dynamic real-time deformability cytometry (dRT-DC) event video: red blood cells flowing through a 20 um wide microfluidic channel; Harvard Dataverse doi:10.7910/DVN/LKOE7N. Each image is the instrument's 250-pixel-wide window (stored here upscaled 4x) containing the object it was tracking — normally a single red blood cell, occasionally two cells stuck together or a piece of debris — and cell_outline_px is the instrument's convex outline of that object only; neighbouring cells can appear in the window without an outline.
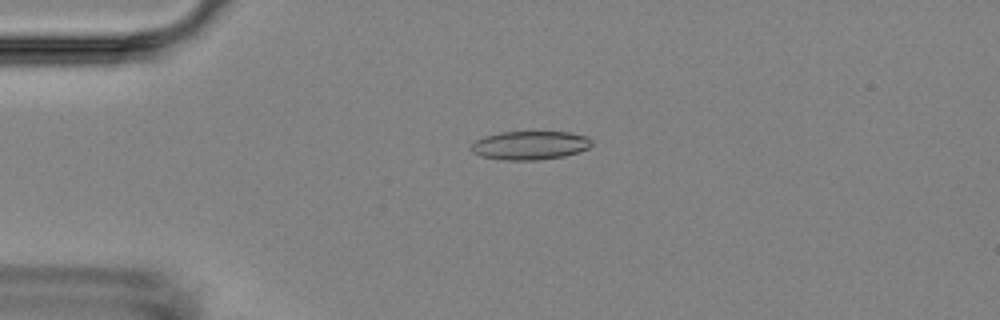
{"species": "Egyptian fruit bat (a non-hibernating species)", "species_latin": "Rousettus aegyptiacus", "temperature_condition": "room temperature", "stored_images_in_passage": 55, "camera_frame_rate_fps": 3000, "um_per_image_px": 0.085, "animal": {"sex": "female"}, "frame": {"image": 1, "passage_image": 13, "time_ms": 4.0, "image_size_px": [1000, 320], "cell_outline_px": [[592, 144], [588, 148], [564, 156], [536, 160], [504, 160], [480, 156], [472, 152], [468, 148], [476, 140], [484, 136], [500, 132], [568, 132], [588, 136], [592, 140]], "centroid_in_image_um": [45.02, 12.35], "position_along_channel_um": 40.0, "area_um2": 20.17}}
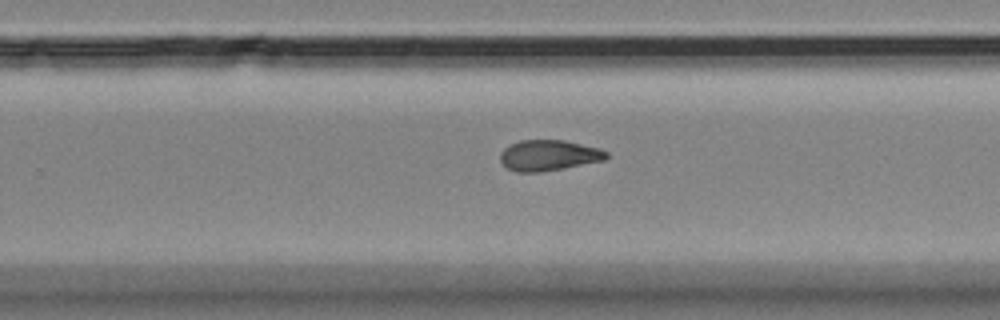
{"frame": {"image": 2, "passage_image": 35, "time_ms": 11.333, "image_size_px": [1000, 320], "cell_outline_px": [[608, 156], [604, 160], [540, 172], [516, 172], [508, 168], [500, 160], [500, 152], [504, 148], [520, 140], [564, 140], [600, 148], [608, 152]], "centroid_in_image_um": [46.63, 13.19], "position_along_channel_um": 283.2, "area_um2": 18.84}}
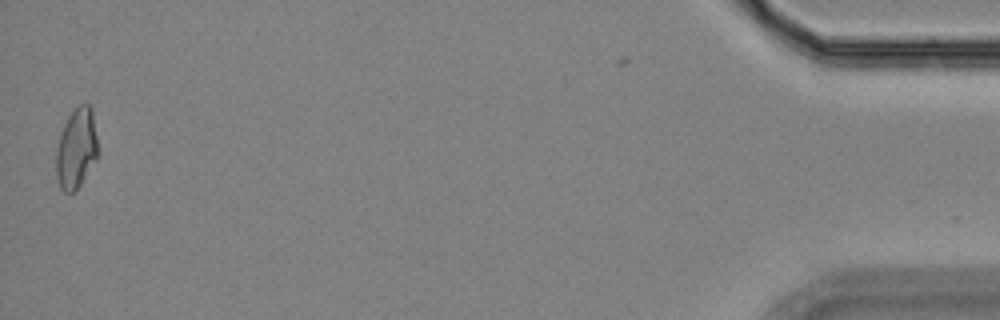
{"frame": {"image": 3, "passage_image": 54, "time_ms": 17.667, "image_size_px": [1000, 320], "cell_outline_px": [[100, 152], [96, 160], [76, 192], [64, 192], [60, 188], [56, 176], [56, 148], [60, 132], [68, 116], [80, 104], [88, 104], [92, 108]], "centroid_in_image_um": [6.51, 12.64], "position_along_channel_um": 428.7, "area_um2": 20.0}, "authors_computed_cell_mechanics": {"area_um2": 19.4786, "velocity_mm_per_s": 3.6874, "shape_relaxation_time_tau1_ms": null, "shape_relaxation_time_tau2_ms": 5.2184, "deformation_change_tau1": null, "deformation_change_tau2": 0.1285}}